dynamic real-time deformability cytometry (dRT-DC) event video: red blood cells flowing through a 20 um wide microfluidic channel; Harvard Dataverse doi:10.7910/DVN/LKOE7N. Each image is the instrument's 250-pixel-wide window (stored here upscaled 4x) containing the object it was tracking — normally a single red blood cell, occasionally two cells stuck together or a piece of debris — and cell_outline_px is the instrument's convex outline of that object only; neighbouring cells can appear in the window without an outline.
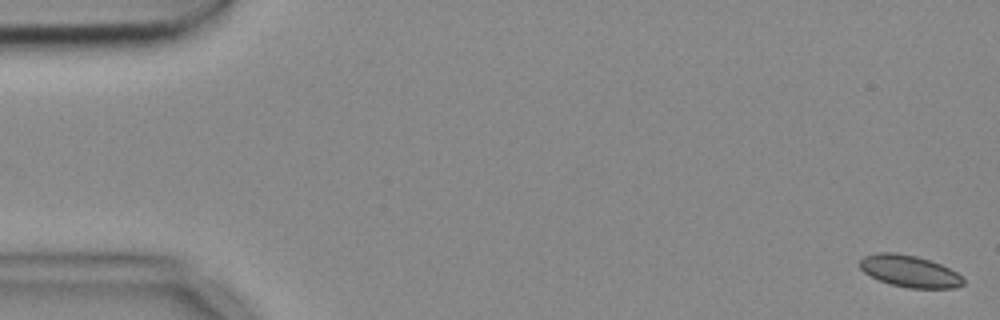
{"species": "common noctule bat (a hibernating species)", "species_latin": "Nyctalus noctula", "temperature_condition": "cold", "stored_images_in_passage": 55, "camera_frame_rate_fps": 3000, "um_per_image_px": 0.085, "animal": {"sex": "female", "body_mass_g": 18.4}, "frame": {"image": 1, "passage_image": 1, "time_ms": 0.0, "image_size_px": [1000, 320], "cell_outline_px": [[964, 284], [956, 288], [908, 288], [892, 284], [880, 280], [864, 272], [860, 268], [860, 260], [864, 256], [876, 252], [896, 252], [916, 256], [940, 264], [956, 272], [964, 280]], "centroid_in_image_um": [77.3, 23.04], "position_along_channel_um": 7.7, "area_um2": 19.02}}
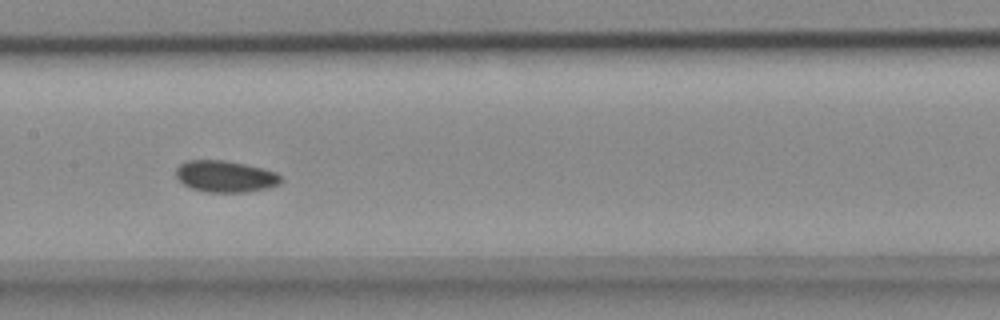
{"frame": {"image": 2, "passage_image": 27, "time_ms": 8.667, "image_size_px": [1000, 320], "cell_outline_px": [[280, 184], [268, 188], [244, 192], [208, 192], [192, 188], [184, 184], [176, 176], [176, 168], [180, 164], [188, 160], [224, 160], [264, 168], [276, 172], [280, 176]], "centroid_in_image_um": [19.16, 14.99], "position_along_channel_um": 188.2, "area_um2": 19.19}}
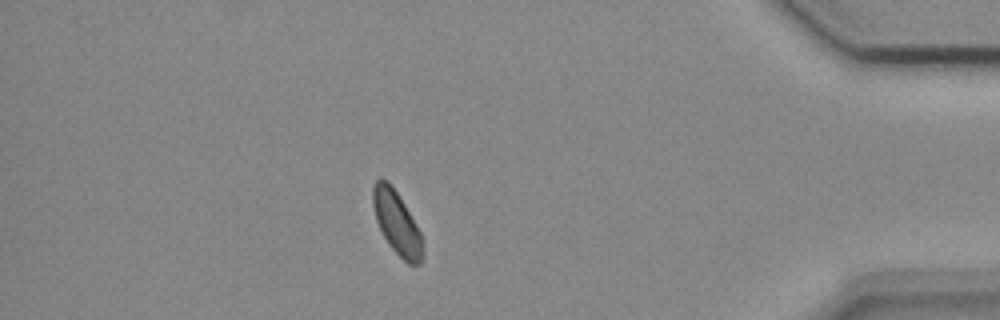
{"frame": {"image": 3, "passage_image": 48, "time_ms": 15.667, "image_size_px": [1000, 320], "cell_outline_px": [[424, 256], [420, 264], [408, 264], [388, 244], [376, 220], [372, 204], [372, 188], [376, 180], [380, 176], [388, 180], [404, 204], [420, 232], [424, 240]], "centroid_in_image_um": [33.73, 18.94], "position_along_channel_um": 401.5, "area_um2": 18.38}}